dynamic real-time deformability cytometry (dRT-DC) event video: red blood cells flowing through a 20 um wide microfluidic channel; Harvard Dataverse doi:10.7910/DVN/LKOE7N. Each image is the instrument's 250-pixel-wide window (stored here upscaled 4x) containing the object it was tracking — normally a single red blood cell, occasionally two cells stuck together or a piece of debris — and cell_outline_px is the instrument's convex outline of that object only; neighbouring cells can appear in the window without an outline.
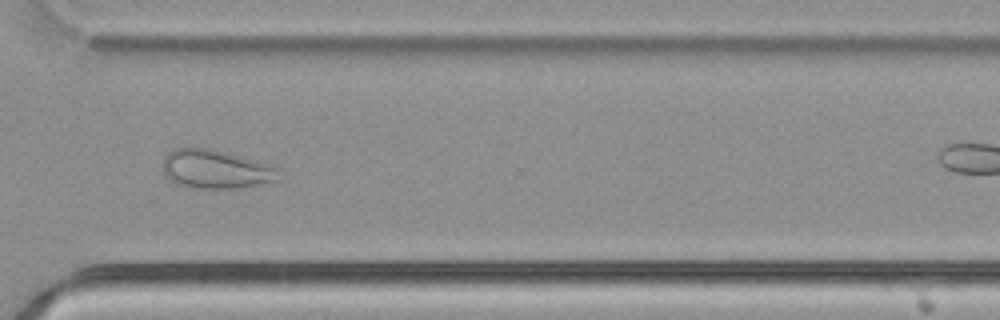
{"species": "common noctule bat (a hibernating species)", "species_latin": "Nyctalus noctula", "temperature_condition": "cold", "stored_images_in_passage": 44, "camera_frame_rate_fps": 3000, "um_per_image_px": 0.085, "animal": {"sex": "male", "body_mass_g": 21.5, "forearm_length_mm": 52.0}, "frame": {"image": 1, "passage_image": 38, "time_ms": 12.333, "image_size_px": [1000, 320], "cell_outline_px": [[280, 168], [276, 180], [236, 188], [196, 188], [176, 184], [168, 180], [164, 172], [164, 156], [172, 148], [184, 144], [208, 148], [224, 152], [268, 164]], "centroid_in_image_um": [18.23, 14.34], "position_along_channel_um": 352.4, "area_um2": 26.3}}